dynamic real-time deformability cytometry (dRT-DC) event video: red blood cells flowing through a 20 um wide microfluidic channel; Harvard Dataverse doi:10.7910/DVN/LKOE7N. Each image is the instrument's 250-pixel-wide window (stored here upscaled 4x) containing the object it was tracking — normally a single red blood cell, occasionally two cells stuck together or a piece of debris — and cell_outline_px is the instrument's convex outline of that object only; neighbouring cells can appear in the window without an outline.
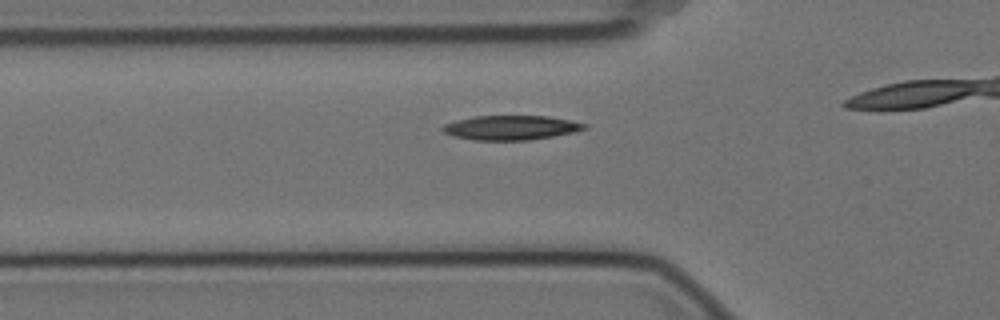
{"species": "Egyptian fruit bat (a non-hibernating species)", "species_latin": "Rousettus aegyptiacus", "temperature_condition": "cold", "stored_images_in_passage": 21, "camera_frame_rate_fps": 3000, "um_per_image_px": 0.085, "animal": {"sex": "female"}, "frame": {"image": 1, "passage_image": 12, "time_ms": 3.667, "image_size_px": [1000, 320], "cell_outline_px": [[588, 128], [572, 132], [552, 136], [528, 140], [472, 140], [452, 136], [444, 132], [440, 128], [444, 124], [456, 120], [476, 116], [548, 116], [588, 124]], "centroid_in_image_um": [43.39, 10.85], "position_along_channel_um": 82.4, "area_um2": 20.11}}
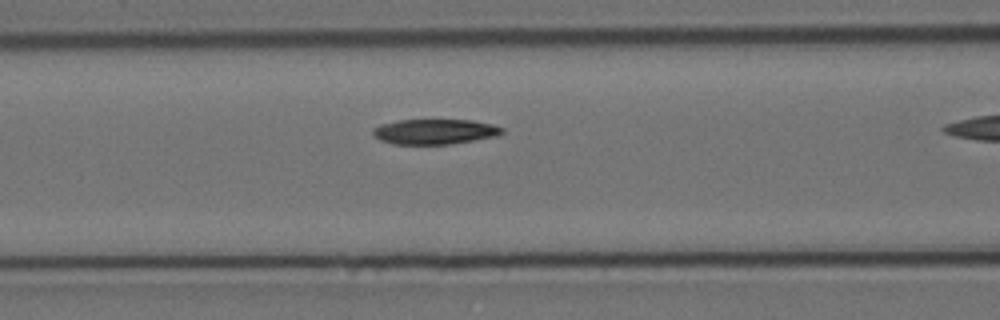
{"frame": {"image": 2, "passage_image": 16, "time_ms": 5.0, "image_size_px": [1000, 320], "cell_outline_px": [[504, 132], [496, 136], [452, 144], [392, 144], [380, 140], [372, 136], [372, 128], [380, 124], [400, 120], [472, 120], [492, 124], [504, 128]], "centroid_in_image_um": [36.92, 11.19], "position_along_channel_um": 129.7, "area_um2": 19.07}}
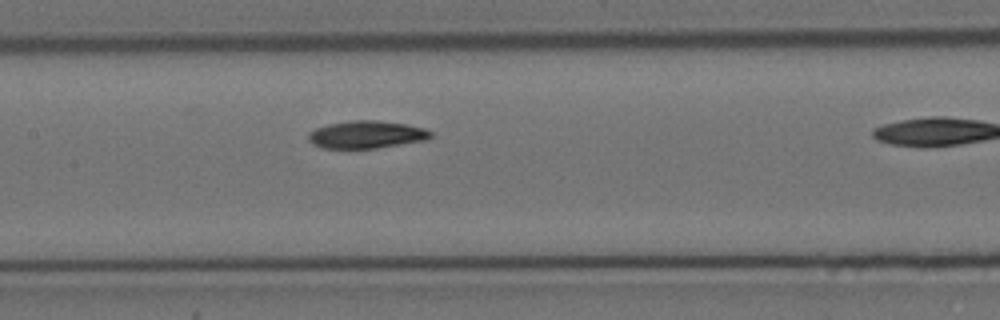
{"frame": {"image": 3, "passage_image": 20, "time_ms": 6.333, "image_size_px": [1000, 320], "cell_outline_px": [[432, 136], [424, 140], [376, 148], [320, 148], [312, 144], [308, 140], [308, 132], [316, 128], [328, 124], [352, 120], [376, 120], [404, 124], [424, 128], [432, 132]], "centroid_in_image_um": [31.1, 11.44], "position_along_channel_um": 176.3, "area_um2": 19.54}}